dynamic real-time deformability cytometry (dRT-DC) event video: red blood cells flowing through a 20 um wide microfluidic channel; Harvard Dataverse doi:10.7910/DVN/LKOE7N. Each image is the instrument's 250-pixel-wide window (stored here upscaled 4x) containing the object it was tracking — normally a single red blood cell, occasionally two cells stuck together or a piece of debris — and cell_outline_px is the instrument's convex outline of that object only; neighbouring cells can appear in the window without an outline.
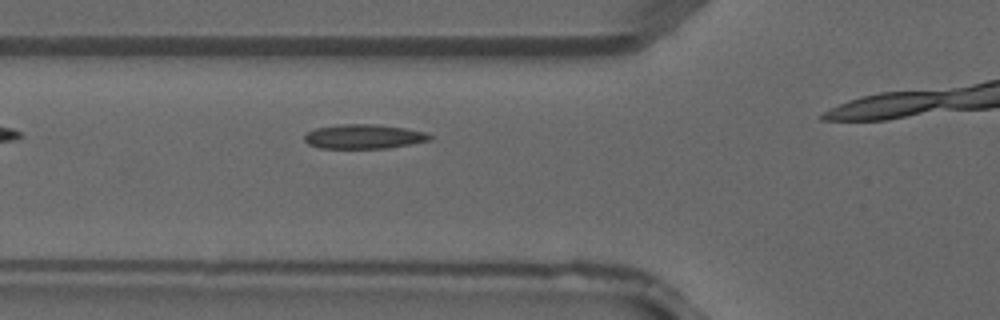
{"species": "common noctule bat (a hibernating species)", "species_latin": "Nyctalus noctula", "temperature_condition": "warm", "stored_images_in_passage": 5, "camera_frame_rate_fps": 3000, "um_per_image_px": 0.085, "animal": {"sex": "male", "forearm_length_mm": 52.5}, "frame": {"image": 1, "passage_image": 4, "time_ms": 1.0, "image_size_px": [1000, 320], "cell_outline_px": [[432, 140], [388, 148], [320, 148], [308, 144], [304, 140], [304, 132], [316, 128], [340, 124], [372, 124], [404, 128], [424, 132], [432, 136]], "centroid_in_image_um": [30.88, 11.61], "position_along_channel_um": 94.9, "area_um2": 17.8}}